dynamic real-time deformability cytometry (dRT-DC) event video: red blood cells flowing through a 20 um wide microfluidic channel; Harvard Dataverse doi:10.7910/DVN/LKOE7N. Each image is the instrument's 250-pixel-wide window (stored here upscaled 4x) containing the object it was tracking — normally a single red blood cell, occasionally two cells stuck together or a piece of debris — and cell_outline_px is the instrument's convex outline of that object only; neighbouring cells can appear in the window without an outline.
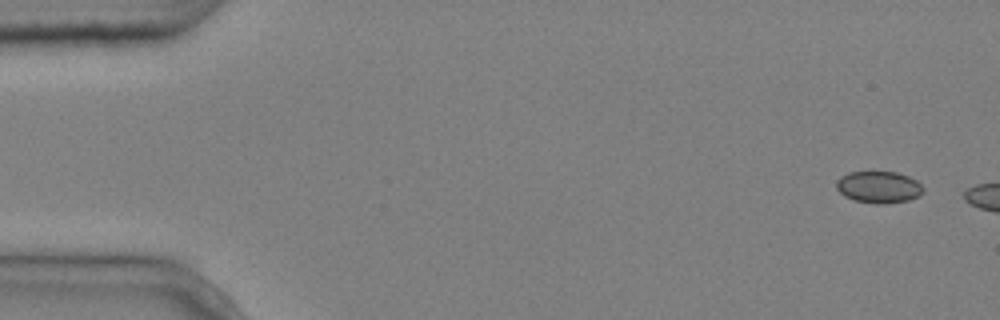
{"species": "common noctule bat (a hibernating species)", "species_latin": "Nyctalus noctula", "temperature_condition": "cold", "stored_images_in_passage": 3, "camera_frame_rate_fps": 3000, "um_per_image_px": 0.085, "animal": {"sex": "male", "body_mass_g": 20.4}, "frame": {"image": 1, "passage_image": 1, "time_ms": 0.0, "image_size_px": [1000, 320], "cell_outline_px": [[924, 192], [920, 196], [908, 200], [884, 204], [876, 204], [852, 200], [844, 196], [836, 188], [836, 180], [840, 176], [848, 172], [896, 172], [908, 176], [916, 180], [924, 188]], "centroid_in_image_um": [74.68, 15.91], "position_along_channel_um": 10.3, "area_um2": 16.3}}